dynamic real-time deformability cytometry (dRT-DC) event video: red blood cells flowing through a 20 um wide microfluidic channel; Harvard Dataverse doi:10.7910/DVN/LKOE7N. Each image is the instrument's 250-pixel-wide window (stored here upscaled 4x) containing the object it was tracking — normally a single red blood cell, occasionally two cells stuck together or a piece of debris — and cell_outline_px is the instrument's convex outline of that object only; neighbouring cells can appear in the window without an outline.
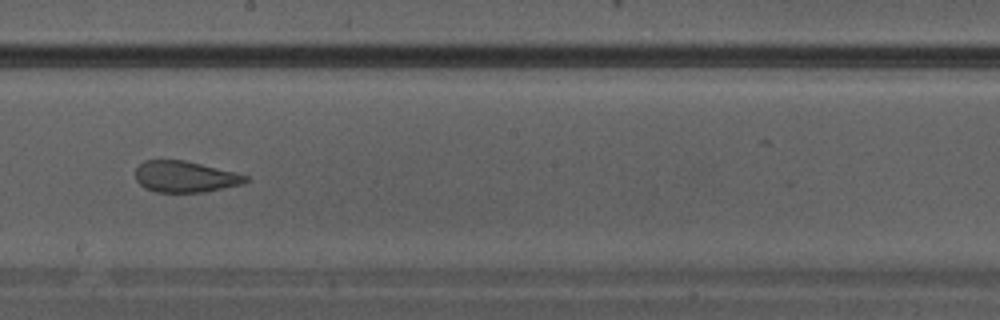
{"species": "Egyptian fruit bat (a non-hibernating species)", "species_latin": "Rousettus aegyptiacus", "temperature_condition": "warm", "stored_images_in_passage": 19, "camera_frame_rate_fps": 3000, "um_per_image_px": 0.085, "animal": {"sex": "male"}, "frame": {"image": 1, "passage_image": 16, "time_ms": 5.0, "image_size_px": [1000, 320], "cell_outline_px": [[248, 180], [240, 184], [204, 192], [156, 192], [140, 184], [136, 180], [136, 168], [144, 160], [184, 160], [248, 176]], "centroid_in_image_um": [15.69, 15.02], "position_along_channel_um": 232.5, "area_um2": 19.59}}